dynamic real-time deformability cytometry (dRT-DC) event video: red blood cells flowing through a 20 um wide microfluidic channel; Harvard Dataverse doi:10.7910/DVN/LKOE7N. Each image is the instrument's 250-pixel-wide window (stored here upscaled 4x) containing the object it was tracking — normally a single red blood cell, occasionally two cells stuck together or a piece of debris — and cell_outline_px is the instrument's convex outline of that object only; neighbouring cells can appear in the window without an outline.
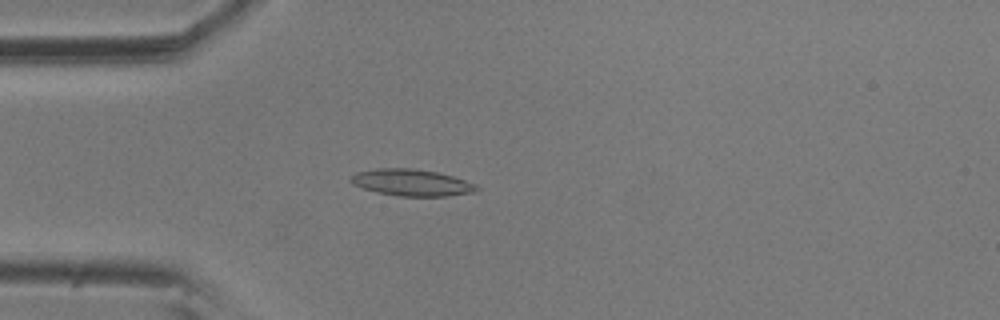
{"species": "common noctule bat (a hibernating species)", "species_latin": "Nyctalus noctula", "temperature_condition": "room temperature", "stored_images_in_passage": 6, "camera_frame_rate_fps": 3000, "um_per_image_px": 0.085, "animal": {"sex": "male", "body_mass_g": 20.5, "forearm_length_mm": 52.5}, "frame": {"image": 1, "passage_image": 4, "time_ms": 1.0, "image_size_px": [1000, 320], "cell_outline_px": [[480, 188], [476, 192], [448, 196], [396, 196], [376, 192], [352, 184], [348, 180], [356, 172], [376, 168], [412, 168], [436, 172], [452, 176], [476, 184]], "centroid_in_image_um": [34.98, 15.52], "position_along_channel_um": 50.0, "area_um2": 19.65}}
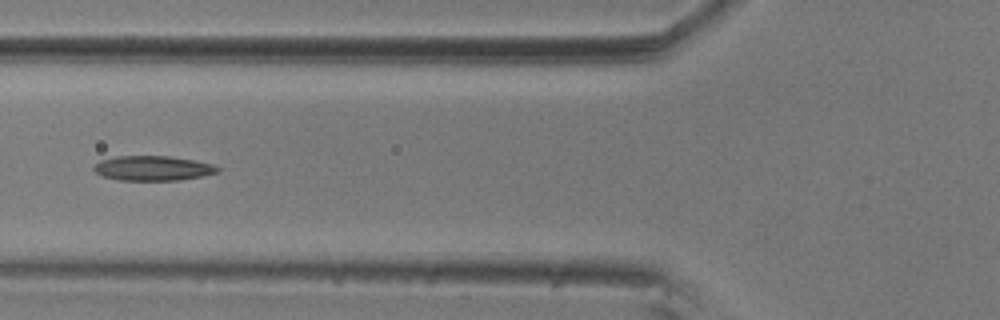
{"frame": {"image": 2, "passage_image": 6, "time_ms": 1.667, "image_size_px": [1000, 320], "cell_outline_px": [[220, 172], [204, 176], [180, 180], [120, 180], [100, 176], [92, 168], [100, 160], [116, 156], [168, 156], [192, 160], [212, 164], [220, 168]], "centroid_in_image_um": [12.99, 14.3], "position_along_channel_um": 112.8, "area_um2": 17.92}}